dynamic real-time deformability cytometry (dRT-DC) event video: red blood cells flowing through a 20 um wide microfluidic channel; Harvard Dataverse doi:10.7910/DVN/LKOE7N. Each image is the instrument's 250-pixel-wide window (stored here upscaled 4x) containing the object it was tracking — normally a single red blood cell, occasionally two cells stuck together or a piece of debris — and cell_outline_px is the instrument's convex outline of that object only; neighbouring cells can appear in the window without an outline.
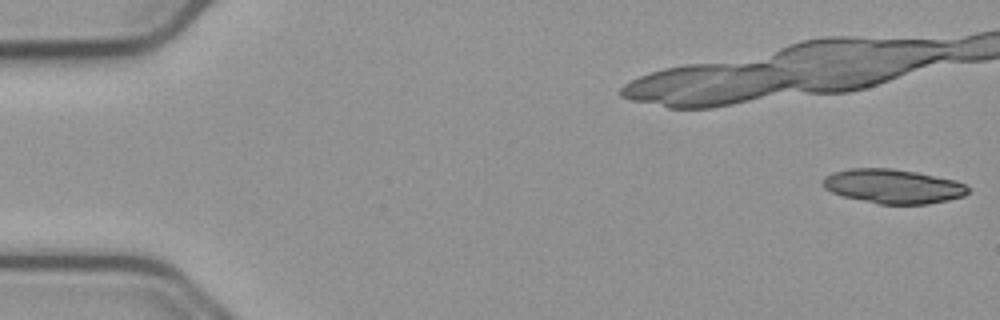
{"species": "common noctule bat (a hibernating species)", "species_latin": "Nyctalus noctula", "temperature_condition": "cold", "stored_images_in_passage": 13, "camera_frame_rate_fps": 3000, "um_per_image_px": 0.085, "animal": {"sex": "male", "body_mass_g": 23.1, "forearm_length_mm": 52.7}, "frame": {"image": 1, "passage_image": 1, "time_ms": 0.0, "image_size_px": [1000, 320], "cell_outline_px": [[968, 192], [964, 196], [948, 200], [928, 204], [880, 204], [844, 196], [832, 192], [824, 188], [820, 184], [820, 180], [824, 176], [832, 172], [852, 168], [892, 168], [916, 172], [956, 180], [964, 184], [968, 188]], "centroid_in_image_um": [75.87, 15.82], "position_along_channel_um": 9.1, "area_um2": 29.07}}